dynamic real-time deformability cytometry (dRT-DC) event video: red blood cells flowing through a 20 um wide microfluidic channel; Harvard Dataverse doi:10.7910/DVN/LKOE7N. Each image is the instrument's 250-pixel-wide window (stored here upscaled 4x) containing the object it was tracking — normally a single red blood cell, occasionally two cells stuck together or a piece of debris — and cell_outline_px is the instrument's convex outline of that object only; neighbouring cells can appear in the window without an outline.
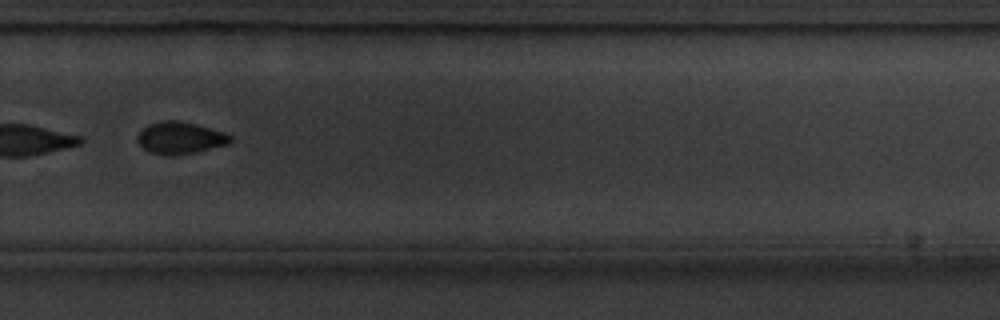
{"species": "common noctule bat (a hibernating species)", "species_latin": "Nyctalus noctula", "temperature_condition": "cold", "stored_images_in_passage": 13, "camera_frame_rate_fps": 3000, "um_per_image_px": 0.085, "animal": {"sex": "male", "body_mass_g": 20.1, "forearm_length_mm": 53.5}, "frame": {"image": 1, "passage_image": 11, "time_ms": 12.667, "image_size_px": [1000, 320], "cell_outline_px": [[232, 140], [228, 144], [192, 152], [172, 156], [168, 156], [148, 152], [136, 140], [136, 136], [148, 124], [164, 120], [176, 120], [224, 132], [232, 136]], "centroid_in_image_um": [15.27, 11.73], "position_along_channel_um": 314.5, "area_um2": 17.05}, "authors_computed_cell_mechanics": {"area_um2": 19.4786, "velocity_mm_per_s": 3.5789, "shape_relaxation_time_tau1_ms": 1.1097, "shape_relaxation_time_tau2_ms": null, "deformation_change_tau1": 0.0878, "deformation_change_tau2": null}}